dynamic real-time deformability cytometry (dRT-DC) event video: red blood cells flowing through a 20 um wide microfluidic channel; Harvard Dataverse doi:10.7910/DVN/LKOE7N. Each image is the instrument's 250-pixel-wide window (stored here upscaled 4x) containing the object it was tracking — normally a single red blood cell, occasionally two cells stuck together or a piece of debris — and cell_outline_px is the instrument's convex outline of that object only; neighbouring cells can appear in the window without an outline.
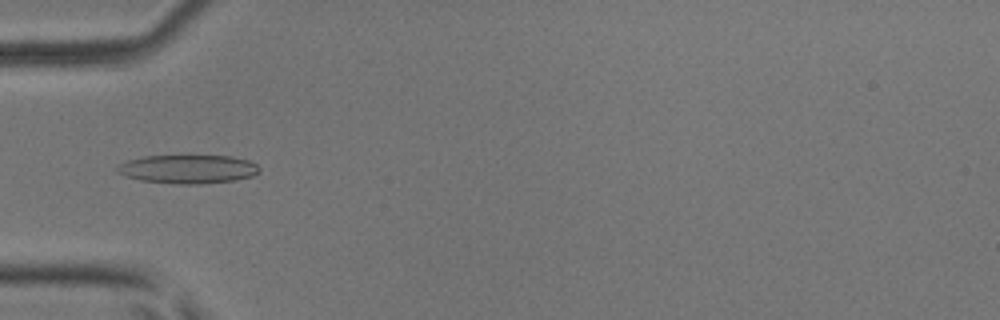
{"species": "common noctule bat (a hibernating species)", "species_latin": "Nyctalus noctula", "temperature_condition": "room temperature", "stored_images_in_passage": 6, "camera_frame_rate_fps": 3000, "um_per_image_px": 0.085, "animal": {"sex": "male", "body_mass_g": 17.9, "forearm_length_mm": 54.2}, "frame": {"image": 1, "passage_image": 5, "time_ms": 1.333, "image_size_px": [1000, 320], "cell_outline_px": [[260, 172], [252, 176], [236, 180], [200, 184], [180, 184], [140, 180], [124, 176], [116, 172], [116, 168], [120, 164], [128, 160], [144, 156], [232, 156], [248, 160], [256, 164], [260, 168]], "centroid_in_image_um": [15.98, 14.38], "position_along_channel_um": 69.0, "area_um2": 23.76}}
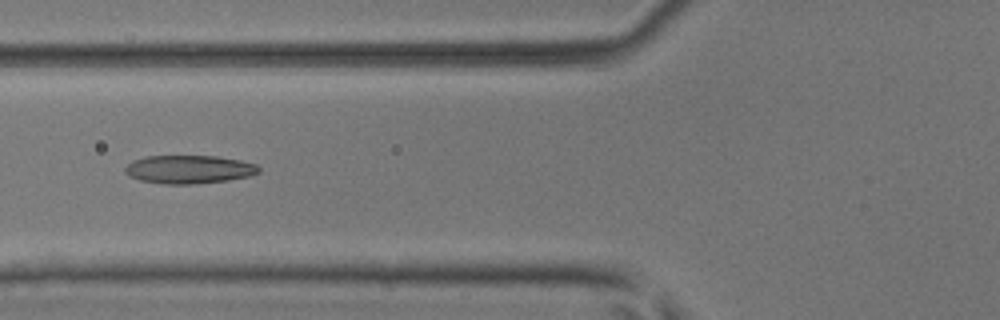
{"frame": {"image": 2, "passage_image": 6, "time_ms": 1.667, "image_size_px": [1000, 320], "cell_outline_px": [[260, 172], [248, 176], [228, 180], [196, 184], [164, 184], [140, 180], [128, 176], [124, 172], [124, 168], [132, 160], [144, 156], [216, 156], [240, 160], [256, 164], [260, 168]], "centroid_in_image_um": [16.03, 14.39], "position_along_channel_um": 109.8, "area_um2": 22.2}}